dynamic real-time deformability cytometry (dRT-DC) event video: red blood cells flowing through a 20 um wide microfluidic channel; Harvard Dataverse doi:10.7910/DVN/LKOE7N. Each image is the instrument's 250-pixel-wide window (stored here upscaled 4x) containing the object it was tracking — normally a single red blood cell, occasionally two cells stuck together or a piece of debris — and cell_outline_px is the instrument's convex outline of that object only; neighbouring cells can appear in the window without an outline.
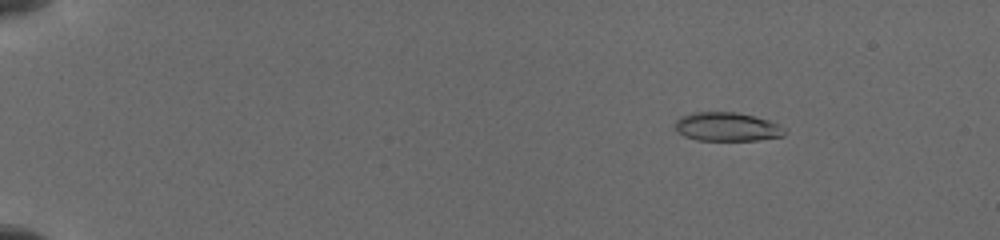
{"species": "common noctule bat (a hibernating species)", "species_latin": "Nyctalus noctula", "temperature_condition": "cold", "stored_images_in_passage": 15, "camera_frame_rate_fps": 3000, "um_per_image_px": 0.085, "animal": {"sex": "female", "body_mass_g": 19.5, "forearm_length_mm": 54.1}, "frame": {"image": 1, "passage_image": 6, "time_ms": 2.667, "image_size_px": [1000, 240], "cell_outline_px": [[788, 132], [784, 136], [756, 140], [696, 140], [684, 136], [676, 132], [676, 120], [680, 116], [692, 112], [736, 112], [768, 120], [780, 124], [788, 128]], "centroid_in_image_um": [61.83, 10.78], "position_along_channel_um": 23.2, "area_um2": 18.61}}
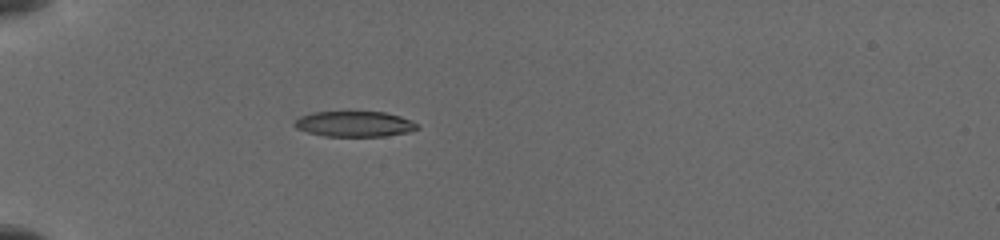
{"frame": {"image": 2, "passage_image": 12, "time_ms": 6.0, "image_size_px": [1000, 240], "cell_outline_px": [[420, 128], [412, 132], [384, 136], [324, 136], [308, 132], [296, 128], [292, 124], [300, 116], [312, 112], [384, 112], [400, 116], [412, 120], [420, 124]], "centroid_in_image_um": [30.18, 10.54], "position_along_channel_um": 54.8, "area_um2": 18.44}}
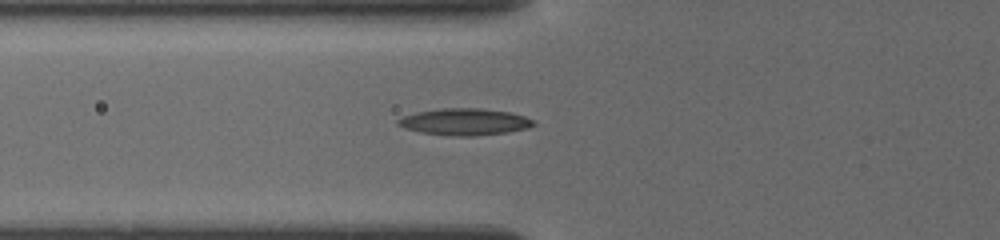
{"frame": {"image": 3, "passage_image": 14, "time_ms": 7.333, "image_size_px": [1000, 240], "cell_outline_px": [[536, 124], [528, 128], [504, 132], [472, 136], [452, 136], [420, 132], [404, 128], [396, 124], [396, 120], [404, 116], [416, 112], [440, 108], [480, 108], [508, 112], [524, 116], [536, 120]], "centroid_in_image_um": [39.47, 10.35], "position_along_channel_um": 86.3, "area_um2": 21.1}}